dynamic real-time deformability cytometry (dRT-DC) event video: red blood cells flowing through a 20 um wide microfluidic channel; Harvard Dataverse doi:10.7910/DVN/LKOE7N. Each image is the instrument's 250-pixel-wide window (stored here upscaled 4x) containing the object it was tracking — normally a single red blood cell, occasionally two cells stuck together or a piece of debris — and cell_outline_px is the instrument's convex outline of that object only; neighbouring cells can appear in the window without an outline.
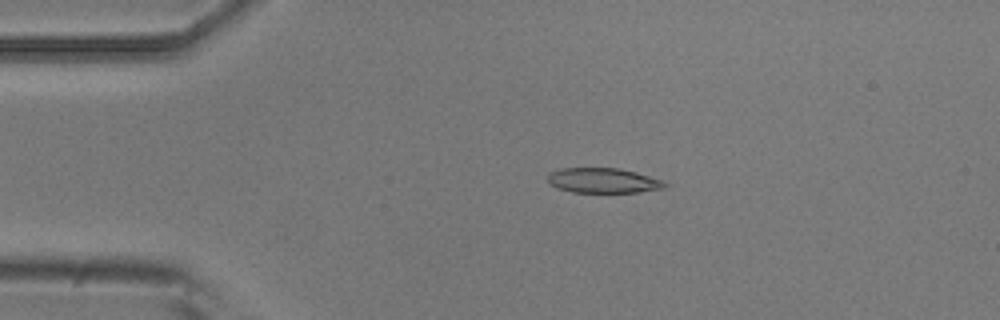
{"species": "common noctule bat (a hibernating species)", "species_latin": "Nyctalus noctula", "temperature_condition": "room temperature", "stored_images_in_passage": 3, "camera_frame_rate_fps": 3000, "um_per_image_px": 0.085, "animal": {"sex": "male", "body_mass_g": 20.5, "forearm_length_mm": 52.5}, "frame": {"image": 1, "passage_image": 1, "time_ms": 0.0, "image_size_px": [1000, 320], "cell_outline_px": [[668, 184], [664, 188], [636, 192], [572, 192], [556, 188], [548, 180], [548, 172], [560, 168], [620, 168], [636, 172], [664, 180]], "centroid_in_image_um": [51.27, 15.33], "position_along_channel_um": 33.7, "area_um2": 17.11}}
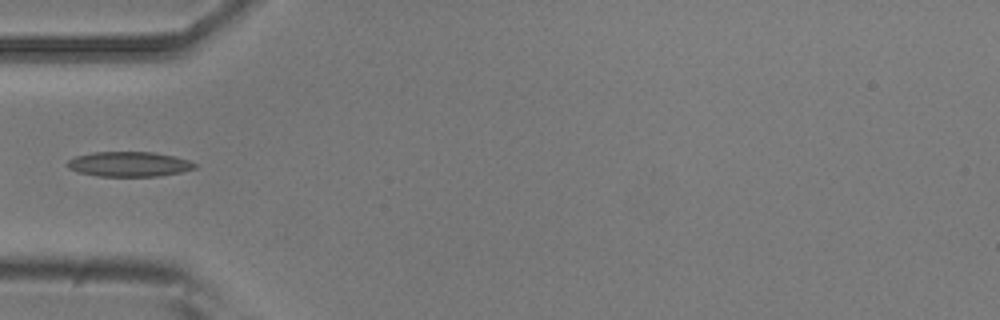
{"frame": {"image": 2, "passage_image": 3, "time_ms": 2.0, "image_size_px": [1000, 320], "cell_outline_px": [[196, 168], [180, 172], [160, 176], [96, 176], [80, 172], [68, 168], [68, 160], [76, 156], [92, 152], [152, 152], [176, 156], [188, 160], [196, 164]], "centroid_in_image_um": [10.98, 13.95], "position_along_channel_um": 74.0, "area_um2": 18.44}}